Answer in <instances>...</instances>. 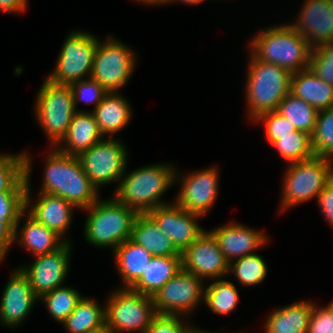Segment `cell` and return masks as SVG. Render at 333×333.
I'll use <instances>...</instances> for the list:
<instances>
[{"label":"cell","instance_id":"1","mask_svg":"<svg viewBox=\"0 0 333 333\" xmlns=\"http://www.w3.org/2000/svg\"><path fill=\"white\" fill-rule=\"evenodd\" d=\"M46 154L42 188L39 192L59 196L77 210H83L99 198L98 189L82 169L77 156L67 155L55 147Z\"/></svg>","mask_w":333,"mask_h":333},{"label":"cell","instance_id":"2","mask_svg":"<svg viewBox=\"0 0 333 333\" xmlns=\"http://www.w3.org/2000/svg\"><path fill=\"white\" fill-rule=\"evenodd\" d=\"M172 164H152L126 171L116 185L113 197L138 214L169 204L162 196L175 183L176 168Z\"/></svg>","mask_w":333,"mask_h":333},{"label":"cell","instance_id":"3","mask_svg":"<svg viewBox=\"0 0 333 333\" xmlns=\"http://www.w3.org/2000/svg\"><path fill=\"white\" fill-rule=\"evenodd\" d=\"M249 51L259 60L293 73L309 68L312 48L289 23L269 26L250 39Z\"/></svg>","mask_w":333,"mask_h":333},{"label":"cell","instance_id":"4","mask_svg":"<svg viewBox=\"0 0 333 333\" xmlns=\"http://www.w3.org/2000/svg\"><path fill=\"white\" fill-rule=\"evenodd\" d=\"M247 78L245 81L248 119L278 110L280 102L291 91L292 73L272 63L257 59L249 52Z\"/></svg>","mask_w":333,"mask_h":333},{"label":"cell","instance_id":"5","mask_svg":"<svg viewBox=\"0 0 333 333\" xmlns=\"http://www.w3.org/2000/svg\"><path fill=\"white\" fill-rule=\"evenodd\" d=\"M87 214L84 224L86 242L98 248H112L129 240L138 213L114 197L100 198L83 209Z\"/></svg>","mask_w":333,"mask_h":333},{"label":"cell","instance_id":"6","mask_svg":"<svg viewBox=\"0 0 333 333\" xmlns=\"http://www.w3.org/2000/svg\"><path fill=\"white\" fill-rule=\"evenodd\" d=\"M283 175L280 210L284 212L297 206L319 193L333 178V161L329 158L317 157L288 164Z\"/></svg>","mask_w":333,"mask_h":333},{"label":"cell","instance_id":"7","mask_svg":"<svg viewBox=\"0 0 333 333\" xmlns=\"http://www.w3.org/2000/svg\"><path fill=\"white\" fill-rule=\"evenodd\" d=\"M34 107L38 125L46 134L50 147H55L66 135L77 112L70 87L54 84L45 78L36 95Z\"/></svg>","mask_w":333,"mask_h":333},{"label":"cell","instance_id":"8","mask_svg":"<svg viewBox=\"0 0 333 333\" xmlns=\"http://www.w3.org/2000/svg\"><path fill=\"white\" fill-rule=\"evenodd\" d=\"M106 300V328L115 333H145L157 314L152 296L129 288L111 291Z\"/></svg>","mask_w":333,"mask_h":333},{"label":"cell","instance_id":"9","mask_svg":"<svg viewBox=\"0 0 333 333\" xmlns=\"http://www.w3.org/2000/svg\"><path fill=\"white\" fill-rule=\"evenodd\" d=\"M99 38L83 30H74L67 35L52 73L46 79L57 85L71 83L91 77L93 61Z\"/></svg>","mask_w":333,"mask_h":333},{"label":"cell","instance_id":"10","mask_svg":"<svg viewBox=\"0 0 333 333\" xmlns=\"http://www.w3.org/2000/svg\"><path fill=\"white\" fill-rule=\"evenodd\" d=\"M132 47L112 35L99 40L94 54L91 78L108 92H120L134 73L136 56Z\"/></svg>","mask_w":333,"mask_h":333},{"label":"cell","instance_id":"11","mask_svg":"<svg viewBox=\"0 0 333 333\" xmlns=\"http://www.w3.org/2000/svg\"><path fill=\"white\" fill-rule=\"evenodd\" d=\"M85 174L98 189L105 184L118 182L126 171L128 163L127 147L117 138L101 139L90 149L77 156Z\"/></svg>","mask_w":333,"mask_h":333},{"label":"cell","instance_id":"12","mask_svg":"<svg viewBox=\"0 0 333 333\" xmlns=\"http://www.w3.org/2000/svg\"><path fill=\"white\" fill-rule=\"evenodd\" d=\"M205 281L183 268L152 298L157 314L190 316L203 304Z\"/></svg>","mask_w":333,"mask_h":333},{"label":"cell","instance_id":"13","mask_svg":"<svg viewBox=\"0 0 333 333\" xmlns=\"http://www.w3.org/2000/svg\"><path fill=\"white\" fill-rule=\"evenodd\" d=\"M176 169L175 183L180 190L174 202L184 210L204 216L215 204L219 190V170L214 165L180 175Z\"/></svg>","mask_w":333,"mask_h":333},{"label":"cell","instance_id":"14","mask_svg":"<svg viewBox=\"0 0 333 333\" xmlns=\"http://www.w3.org/2000/svg\"><path fill=\"white\" fill-rule=\"evenodd\" d=\"M23 154L25 159V182L27 185L26 211L39 223L56 232L66 242H70V239L66 238L65 234H67L66 231L69 230L73 222V211L77 208L59 196L44 192H39L37 201L32 203L30 184L32 160L27 151H24Z\"/></svg>","mask_w":333,"mask_h":333},{"label":"cell","instance_id":"15","mask_svg":"<svg viewBox=\"0 0 333 333\" xmlns=\"http://www.w3.org/2000/svg\"><path fill=\"white\" fill-rule=\"evenodd\" d=\"M71 245V241L66 242L58 250L35 256L30 264L19 266L38 298L64 285L70 272Z\"/></svg>","mask_w":333,"mask_h":333},{"label":"cell","instance_id":"16","mask_svg":"<svg viewBox=\"0 0 333 333\" xmlns=\"http://www.w3.org/2000/svg\"><path fill=\"white\" fill-rule=\"evenodd\" d=\"M182 268L203 281L226 278L229 273V263L207 230L182 253Z\"/></svg>","mask_w":333,"mask_h":333},{"label":"cell","instance_id":"17","mask_svg":"<svg viewBox=\"0 0 333 333\" xmlns=\"http://www.w3.org/2000/svg\"><path fill=\"white\" fill-rule=\"evenodd\" d=\"M148 214L181 253L206 231L197 222L201 215L186 211L175 202L159 206Z\"/></svg>","mask_w":333,"mask_h":333},{"label":"cell","instance_id":"18","mask_svg":"<svg viewBox=\"0 0 333 333\" xmlns=\"http://www.w3.org/2000/svg\"><path fill=\"white\" fill-rule=\"evenodd\" d=\"M38 300L28 277L19 267L15 268L1 296L0 325L16 329L27 319Z\"/></svg>","mask_w":333,"mask_h":333},{"label":"cell","instance_id":"19","mask_svg":"<svg viewBox=\"0 0 333 333\" xmlns=\"http://www.w3.org/2000/svg\"><path fill=\"white\" fill-rule=\"evenodd\" d=\"M296 21L289 23L311 48L333 43V1L304 0Z\"/></svg>","mask_w":333,"mask_h":333},{"label":"cell","instance_id":"20","mask_svg":"<svg viewBox=\"0 0 333 333\" xmlns=\"http://www.w3.org/2000/svg\"><path fill=\"white\" fill-rule=\"evenodd\" d=\"M226 261L230 264L238 258L256 253L268 244L269 237L263 231L250 228L240 223H226L209 231Z\"/></svg>","mask_w":333,"mask_h":333},{"label":"cell","instance_id":"21","mask_svg":"<svg viewBox=\"0 0 333 333\" xmlns=\"http://www.w3.org/2000/svg\"><path fill=\"white\" fill-rule=\"evenodd\" d=\"M24 217L25 220L22 219ZM21 220L24 224L19 227ZM13 242L23 246L34 257L54 252L66 243L61 236L39 223L26 210L20 215L14 228Z\"/></svg>","mask_w":333,"mask_h":333},{"label":"cell","instance_id":"22","mask_svg":"<svg viewBox=\"0 0 333 333\" xmlns=\"http://www.w3.org/2000/svg\"><path fill=\"white\" fill-rule=\"evenodd\" d=\"M103 138L93 113L79 110L72 117L66 135L55 148L61 153L78 156Z\"/></svg>","mask_w":333,"mask_h":333},{"label":"cell","instance_id":"23","mask_svg":"<svg viewBox=\"0 0 333 333\" xmlns=\"http://www.w3.org/2000/svg\"><path fill=\"white\" fill-rule=\"evenodd\" d=\"M91 112L104 138H113L126 128L133 115L130 102L119 92H108Z\"/></svg>","mask_w":333,"mask_h":333},{"label":"cell","instance_id":"24","mask_svg":"<svg viewBox=\"0 0 333 333\" xmlns=\"http://www.w3.org/2000/svg\"><path fill=\"white\" fill-rule=\"evenodd\" d=\"M130 240L142 246L152 256H182L172 240L161 231L159 225L148 213L138 214Z\"/></svg>","mask_w":333,"mask_h":333},{"label":"cell","instance_id":"25","mask_svg":"<svg viewBox=\"0 0 333 333\" xmlns=\"http://www.w3.org/2000/svg\"><path fill=\"white\" fill-rule=\"evenodd\" d=\"M26 190L25 182L16 192H0V263L14 244V228L26 210Z\"/></svg>","mask_w":333,"mask_h":333},{"label":"cell","instance_id":"26","mask_svg":"<svg viewBox=\"0 0 333 333\" xmlns=\"http://www.w3.org/2000/svg\"><path fill=\"white\" fill-rule=\"evenodd\" d=\"M314 302H294L271 311L266 318L265 333H307Z\"/></svg>","mask_w":333,"mask_h":333},{"label":"cell","instance_id":"27","mask_svg":"<svg viewBox=\"0 0 333 333\" xmlns=\"http://www.w3.org/2000/svg\"><path fill=\"white\" fill-rule=\"evenodd\" d=\"M290 92L317 111L333 107V85L320 79L310 68L292 74Z\"/></svg>","mask_w":333,"mask_h":333},{"label":"cell","instance_id":"28","mask_svg":"<svg viewBox=\"0 0 333 333\" xmlns=\"http://www.w3.org/2000/svg\"><path fill=\"white\" fill-rule=\"evenodd\" d=\"M181 269L182 256H153L142 276L129 289L153 297Z\"/></svg>","mask_w":333,"mask_h":333},{"label":"cell","instance_id":"29","mask_svg":"<svg viewBox=\"0 0 333 333\" xmlns=\"http://www.w3.org/2000/svg\"><path fill=\"white\" fill-rule=\"evenodd\" d=\"M112 253L118 274L123 280L121 288H130L142 276L153 257L130 239L120 244Z\"/></svg>","mask_w":333,"mask_h":333},{"label":"cell","instance_id":"30","mask_svg":"<svg viewBox=\"0 0 333 333\" xmlns=\"http://www.w3.org/2000/svg\"><path fill=\"white\" fill-rule=\"evenodd\" d=\"M68 333H96L106 328L105 305L82 297L72 313L62 323Z\"/></svg>","mask_w":333,"mask_h":333},{"label":"cell","instance_id":"31","mask_svg":"<svg viewBox=\"0 0 333 333\" xmlns=\"http://www.w3.org/2000/svg\"><path fill=\"white\" fill-rule=\"evenodd\" d=\"M207 288L204 287L203 303L212 313L223 315L235 311L239 302V293L233 282L223 278L211 280Z\"/></svg>","mask_w":333,"mask_h":333},{"label":"cell","instance_id":"32","mask_svg":"<svg viewBox=\"0 0 333 333\" xmlns=\"http://www.w3.org/2000/svg\"><path fill=\"white\" fill-rule=\"evenodd\" d=\"M277 111L288 119L297 130L312 135L318 111L309 103L289 92L280 102Z\"/></svg>","mask_w":333,"mask_h":333},{"label":"cell","instance_id":"33","mask_svg":"<svg viewBox=\"0 0 333 333\" xmlns=\"http://www.w3.org/2000/svg\"><path fill=\"white\" fill-rule=\"evenodd\" d=\"M80 292L70 286H61L39 298L52 319L62 324L82 299Z\"/></svg>","mask_w":333,"mask_h":333},{"label":"cell","instance_id":"34","mask_svg":"<svg viewBox=\"0 0 333 333\" xmlns=\"http://www.w3.org/2000/svg\"><path fill=\"white\" fill-rule=\"evenodd\" d=\"M267 272L266 261L260 254L253 253L232 261L229 264L228 276L235 275L239 284L250 287L262 283L268 274Z\"/></svg>","mask_w":333,"mask_h":333},{"label":"cell","instance_id":"35","mask_svg":"<svg viewBox=\"0 0 333 333\" xmlns=\"http://www.w3.org/2000/svg\"><path fill=\"white\" fill-rule=\"evenodd\" d=\"M273 148L288 164L313 158L311 135L296 130L291 135L283 136L272 144Z\"/></svg>","mask_w":333,"mask_h":333},{"label":"cell","instance_id":"36","mask_svg":"<svg viewBox=\"0 0 333 333\" xmlns=\"http://www.w3.org/2000/svg\"><path fill=\"white\" fill-rule=\"evenodd\" d=\"M25 183V159L19 154L0 153V192H16Z\"/></svg>","mask_w":333,"mask_h":333},{"label":"cell","instance_id":"37","mask_svg":"<svg viewBox=\"0 0 333 333\" xmlns=\"http://www.w3.org/2000/svg\"><path fill=\"white\" fill-rule=\"evenodd\" d=\"M311 142L315 156L333 160V107L318 111Z\"/></svg>","mask_w":333,"mask_h":333},{"label":"cell","instance_id":"38","mask_svg":"<svg viewBox=\"0 0 333 333\" xmlns=\"http://www.w3.org/2000/svg\"><path fill=\"white\" fill-rule=\"evenodd\" d=\"M309 68L320 79L333 85V43L312 49Z\"/></svg>","mask_w":333,"mask_h":333},{"label":"cell","instance_id":"39","mask_svg":"<svg viewBox=\"0 0 333 333\" xmlns=\"http://www.w3.org/2000/svg\"><path fill=\"white\" fill-rule=\"evenodd\" d=\"M73 99L74 107L78 112L77 104L83 101L86 104H94L93 110L101 103L104 96L108 93L96 80L90 78L80 80L69 85Z\"/></svg>","mask_w":333,"mask_h":333},{"label":"cell","instance_id":"40","mask_svg":"<svg viewBox=\"0 0 333 333\" xmlns=\"http://www.w3.org/2000/svg\"><path fill=\"white\" fill-rule=\"evenodd\" d=\"M253 122H262L265 125V134L267 142L272 145L275 141L281 139L283 136L291 135V132L296 131L295 126L282 116L277 110L273 112H266L259 115Z\"/></svg>","mask_w":333,"mask_h":333},{"label":"cell","instance_id":"41","mask_svg":"<svg viewBox=\"0 0 333 333\" xmlns=\"http://www.w3.org/2000/svg\"><path fill=\"white\" fill-rule=\"evenodd\" d=\"M185 318L182 315L156 314L145 333H187L193 325L184 322Z\"/></svg>","mask_w":333,"mask_h":333},{"label":"cell","instance_id":"42","mask_svg":"<svg viewBox=\"0 0 333 333\" xmlns=\"http://www.w3.org/2000/svg\"><path fill=\"white\" fill-rule=\"evenodd\" d=\"M307 333H333V300L325 307L314 303Z\"/></svg>","mask_w":333,"mask_h":333},{"label":"cell","instance_id":"43","mask_svg":"<svg viewBox=\"0 0 333 333\" xmlns=\"http://www.w3.org/2000/svg\"><path fill=\"white\" fill-rule=\"evenodd\" d=\"M317 202L325 220L333 227V178L319 193Z\"/></svg>","mask_w":333,"mask_h":333},{"label":"cell","instance_id":"44","mask_svg":"<svg viewBox=\"0 0 333 333\" xmlns=\"http://www.w3.org/2000/svg\"><path fill=\"white\" fill-rule=\"evenodd\" d=\"M28 7V0H0V10L3 13H22Z\"/></svg>","mask_w":333,"mask_h":333},{"label":"cell","instance_id":"45","mask_svg":"<svg viewBox=\"0 0 333 333\" xmlns=\"http://www.w3.org/2000/svg\"><path fill=\"white\" fill-rule=\"evenodd\" d=\"M134 1H138L137 3H141V4H145V5H149V6H153V5H165V4H172L173 0H134Z\"/></svg>","mask_w":333,"mask_h":333},{"label":"cell","instance_id":"46","mask_svg":"<svg viewBox=\"0 0 333 333\" xmlns=\"http://www.w3.org/2000/svg\"><path fill=\"white\" fill-rule=\"evenodd\" d=\"M206 0H173V4L180 2V3H185L186 5H196V4H201Z\"/></svg>","mask_w":333,"mask_h":333},{"label":"cell","instance_id":"47","mask_svg":"<svg viewBox=\"0 0 333 333\" xmlns=\"http://www.w3.org/2000/svg\"><path fill=\"white\" fill-rule=\"evenodd\" d=\"M187 333H212V332H208V331H205L204 329H201L199 327H195L193 326ZM217 333V332H216ZM219 333V332H218ZM221 333V332H220Z\"/></svg>","mask_w":333,"mask_h":333},{"label":"cell","instance_id":"48","mask_svg":"<svg viewBox=\"0 0 333 333\" xmlns=\"http://www.w3.org/2000/svg\"><path fill=\"white\" fill-rule=\"evenodd\" d=\"M96 333H115V332L112 331V330H109V329L105 328L104 330H101V331L96 332Z\"/></svg>","mask_w":333,"mask_h":333}]
</instances>
